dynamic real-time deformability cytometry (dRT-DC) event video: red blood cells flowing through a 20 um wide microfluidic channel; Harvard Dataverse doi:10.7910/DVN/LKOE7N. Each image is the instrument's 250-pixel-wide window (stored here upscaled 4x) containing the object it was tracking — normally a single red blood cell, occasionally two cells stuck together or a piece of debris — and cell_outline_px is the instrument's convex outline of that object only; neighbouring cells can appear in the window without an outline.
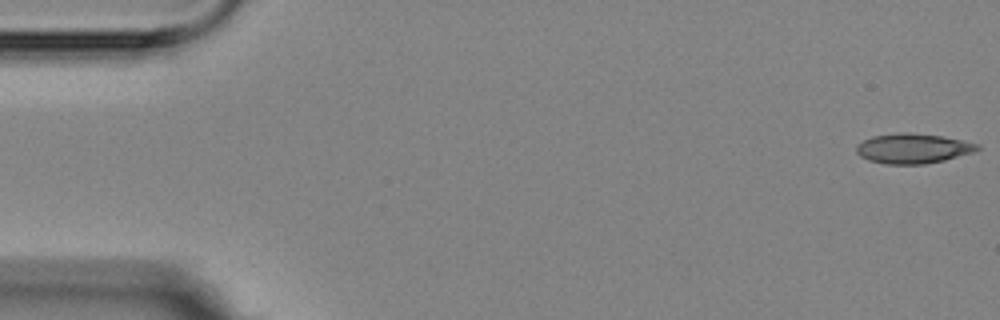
{"species": "Egyptian fruit bat (a non-hibernating species)", "species_latin": "Rousettus aegyptiacus", "temperature_condition": "room temperature", "stored_images_in_passage": 7, "camera_frame_rate_fps": 3000, "um_per_image_px": 0.085, "animal": {"sex": "female"}, "frame": {"image": 1, "passage_image": 1, "time_ms": 0.0, "image_size_px": [1000, 320], "cell_outline_px": [[980, 148], [972, 152], [944, 160], [924, 164], [884, 164], [868, 160], [860, 156], [856, 152], [856, 144], [872, 136], [900, 132], [908, 132], [940, 136], [980, 144]], "centroid_in_image_um": [77.55, 12.62], "position_along_channel_um": 7.5, "area_um2": 20.98}}
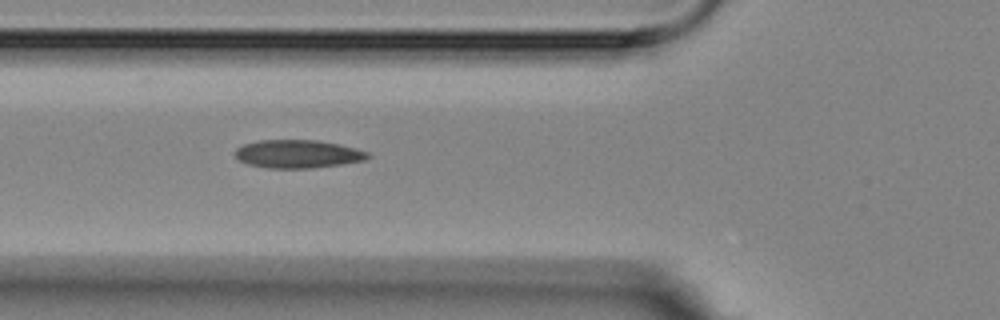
{"frame": {"image": 2, "passage_image": 6, "time_ms": 6.333, "image_size_px": [1000, 320], "cell_outline_px": [[372, 156], [364, 160], [340, 164], [312, 168], [268, 168], [248, 164], [240, 160], [236, 156], [236, 148], [244, 144], [260, 140], [316, 140], [340, 144], [356, 148], [368, 152]], "centroid_in_image_um": [25.34, 13.08], "position_along_channel_um": 100.5, "area_um2": 21.68}}
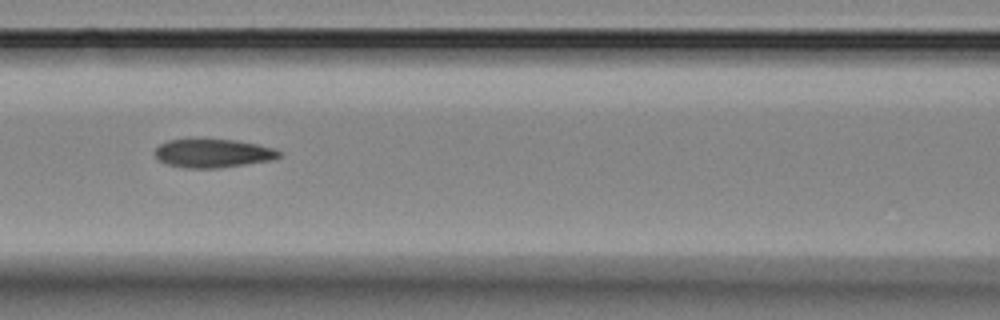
{"frame": {"image": 3, "passage_image": 7, "time_ms": 7.667, "image_size_px": [1000, 320], "cell_outline_px": [[284, 156], [272, 160], [216, 168], [188, 168], [168, 164], [160, 160], [152, 152], [160, 144], [168, 140], [236, 140], [256, 144], [272, 148], [280, 152]], "centroid_in_image_um": [18.11, 13.03], "position_along_channel_um": 148.5, "area_um2": 20.35}}